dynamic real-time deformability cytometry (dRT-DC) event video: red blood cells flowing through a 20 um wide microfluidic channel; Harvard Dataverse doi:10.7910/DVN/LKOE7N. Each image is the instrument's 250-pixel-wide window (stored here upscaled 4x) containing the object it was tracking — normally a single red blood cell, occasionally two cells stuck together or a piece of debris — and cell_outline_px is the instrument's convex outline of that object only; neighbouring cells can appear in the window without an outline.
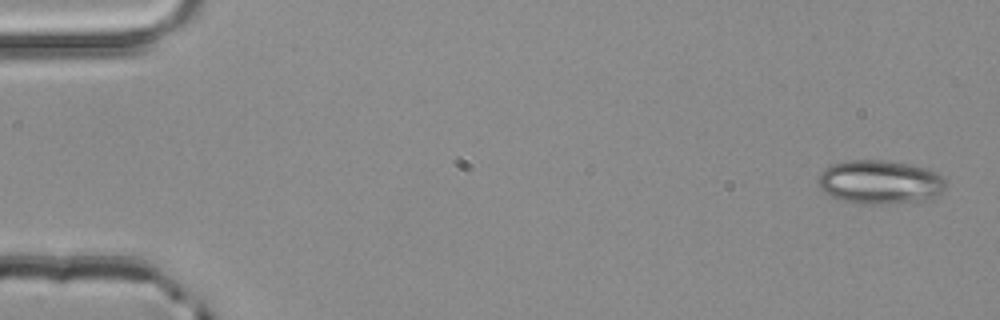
{"species": "common noctule bat (a hibernating species)", "species_latin": "Nyctalus noctula", "temperature_condition": "room temperature", "stored_images_in_passage": 4, "camera_frame_rate_fps": 3000, "um_per_image_px": 0.085, "animal": {"sex": "male", "body_mass_g": 20.4}, "frame": {"image": 1, "passage_image": 1, "time_ms": 0.0, "image_size_px": [1000, 320], "cell_outline_px": [[944, 188], [932, 200], [880, 204], [860, 204], [844, 200], [832, 196], [824, 192], [820, 188], [820, 172], [824, 168], [832, 164], [848, 160], [884, 160], [908, 164], [924, 168], [936, 172], [944, 180]], "centroid_in_image_um": [74.79, 15.48], "position_along_channel_um": 10.2, "area_um2": 32.37}}